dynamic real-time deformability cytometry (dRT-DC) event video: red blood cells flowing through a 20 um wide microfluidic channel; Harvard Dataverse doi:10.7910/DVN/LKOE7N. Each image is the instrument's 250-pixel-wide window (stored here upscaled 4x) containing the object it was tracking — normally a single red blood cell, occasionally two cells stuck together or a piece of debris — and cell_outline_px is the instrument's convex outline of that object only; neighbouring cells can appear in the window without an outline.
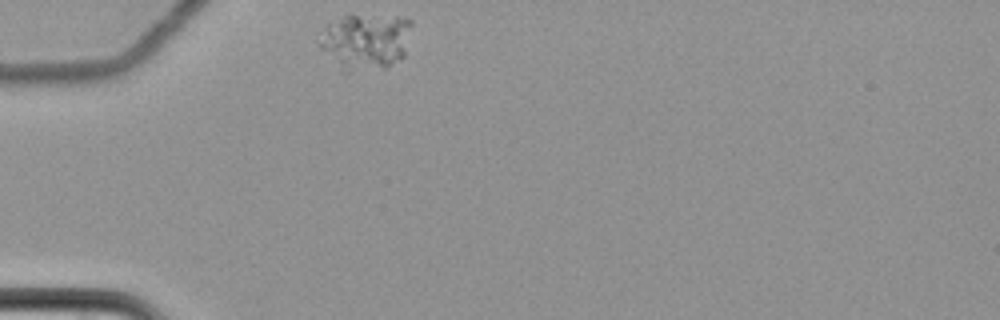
{"species": "common noctule bat (a hibernating species)", "species_latin": "Nyctalus noctula", "temperature_condition": "cold", "stored_images_in_passage": 38, "camera_frame_rate_fps": 3000, "um_per_image_px": 0.085, "animal": {"sex": "female", "body_mass_g": 22.7, "forearm_length_mm": 54.2}, "frame": {"image": 1, "passage_image": 1, "time_ms": 0.0, "image_size_px": [1000, 320], "cell_outline_px": [[412, 24], [404, 56], [388, 68], [348, 72], [344, 72], [316, 44], [316, 40], [324, 28], [328, 24], [344, 16], [396, 16], [412, 20]], "centroid_in_image_um": [31.06, 3.54], "position_along_channel_um": 53.9, "area_um2": 30.4}}
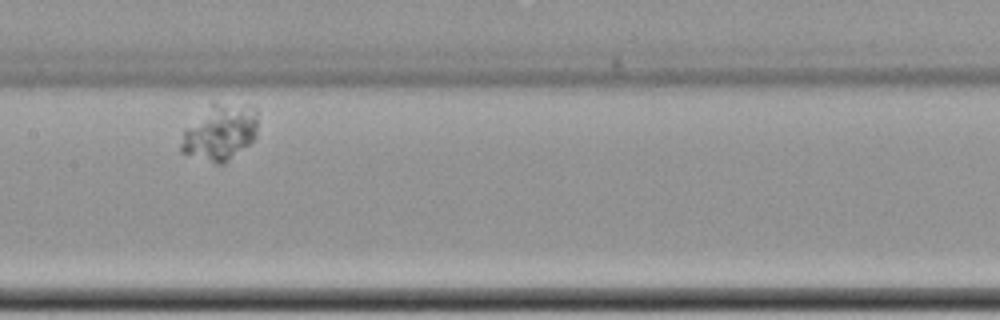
{"frame": {"image": 2, "passage_image": 16, "time_ms": 5.0, "image_size_px": [1000, 320], "cell_outline_px": [[256, 136], [248, 144], [224, 164], [216, 164], [180, 152], [180, 144], [184, 128], [212, 100], [248, 104], [256, 108]], "centroid_in_image_um": [18.67, 11.18], "position_along_channel_um": 188.7, "area_um2": 25.72}}
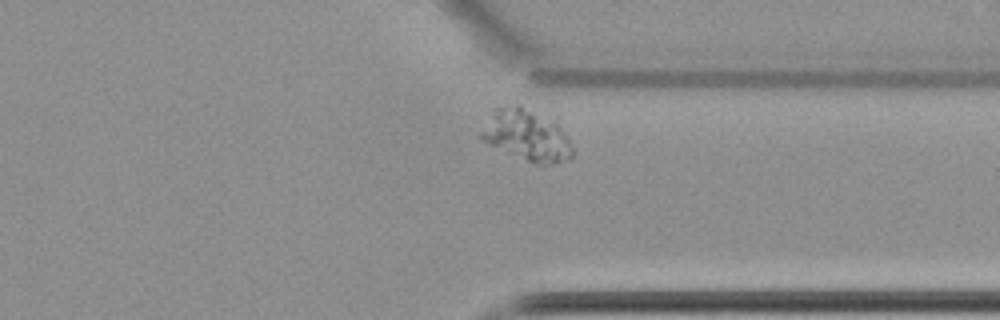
{"frame": {"image": 3, "passage_image": 33, "time_ms": 10.667, "image_size_px": [1000, 320], "cell_outline_px": [[572, 156], [568, 160], [556, 164], [536, 164], [488, 144], [480, 136], [480, 132], [492, 112], [496, 108], [516, 104], [520, 104], [556, 124], [568, 140], [572, 148]], "centroid_in_image_um": [44.74, 11.52], "position_along_channel_um": 366.7, "area_um2": 26.47}}